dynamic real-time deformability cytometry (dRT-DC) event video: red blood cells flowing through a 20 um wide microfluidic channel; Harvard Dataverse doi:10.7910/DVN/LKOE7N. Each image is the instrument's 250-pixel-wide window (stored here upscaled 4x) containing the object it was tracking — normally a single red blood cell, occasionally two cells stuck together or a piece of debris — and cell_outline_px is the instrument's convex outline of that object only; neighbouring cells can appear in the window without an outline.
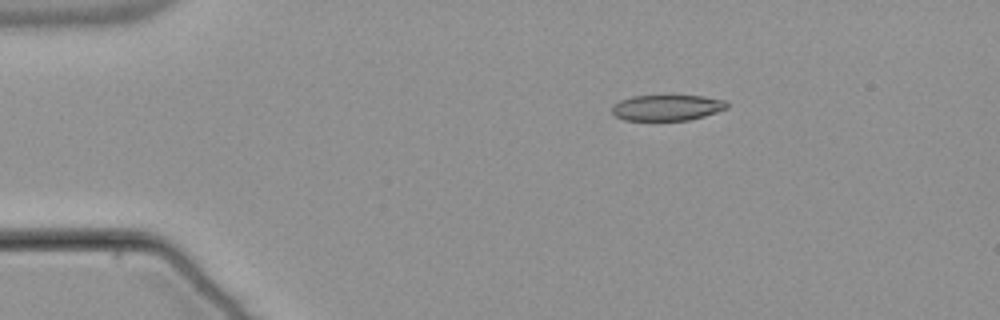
{"species": "common noctule bat (a hibernating species)", "species_latin": "Nyctalus noctula", "temperature_condition": "warm", "stored_images_in_passage": 45, "camera_frame_rate_fps": 3000, "um_per_image_px": 0.085, "animal": {"sex": "male", "body_mass_g": 21.5, "forearm_length_mm": 52.0}, "frame": {"image": 1, "passage_image": 1, "time_ms": 0.0, "image_size_px": [1000, 320], "cell_outline_px": [[728, 108], [704, 116], [688, 120], [624, 120], [616, 116], [612, 112], [612, 104], [620, 100], [632, 96], [704, 96], [724, 100], [728, 104]], "centroid_in_image_um": [56.68, 9.15], "position_along_channel_um": 28.3, "area_um2": 17.22}}
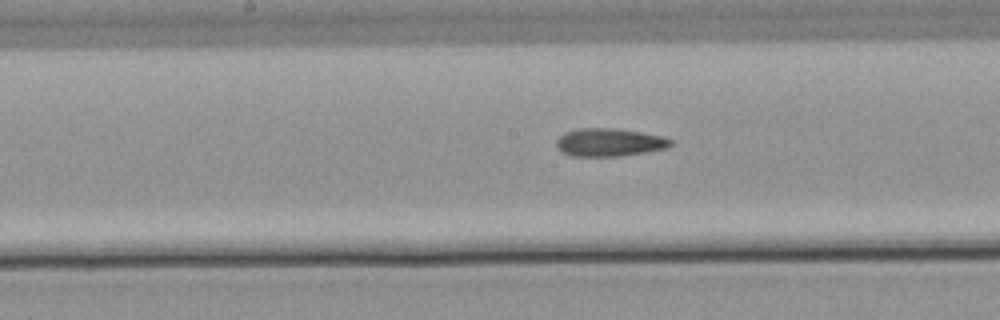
{"frame": {"image": 2, "passage_image": 19, "time_ms": 6.0, "image_size_px": [1000, 320], "cell_outline_px": [[672, 144], [668, 148], [620, 156], [572, 156], [556, 148], [556, 140], [564, 132], [580, 128], [616, 128], [664, 136], [672, 140]], "centroid_in_image_um": [51.79, 12.09], "position_along_channel_um": 196.4, "area_um2": 18.67}}
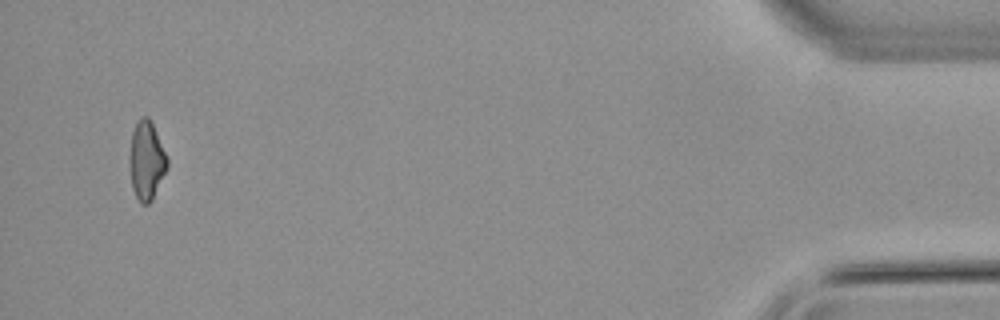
{"frame": {"image": 3, "passage_image": 43, "time_ms": 14.0, "image_size_px": [1000, 320], "cell_outline_px": [[168, 168], [152, 200], [148, 204], [140, 204], [132, 188], [128, 160], [128, 156], [132, 132], [136, 120], [140, 116], [148, 116], [152, 120], [168, 160]], "centroid_in_image_um": [12.43, 13.61], "position_along_channel_um": 422.8, "area_um2": 17.74}, "authors_computed_cell_mechanics": {"area_um2": 18.207, "velocity_mm_per_s": 3.8497, "shape_relaxation_time_tau1_ms": null, "shape_relaxation_time_tau2_ms": 4.9036, "deformation_change_tau1": null, "deformation_change_tau2": 0.1474}}